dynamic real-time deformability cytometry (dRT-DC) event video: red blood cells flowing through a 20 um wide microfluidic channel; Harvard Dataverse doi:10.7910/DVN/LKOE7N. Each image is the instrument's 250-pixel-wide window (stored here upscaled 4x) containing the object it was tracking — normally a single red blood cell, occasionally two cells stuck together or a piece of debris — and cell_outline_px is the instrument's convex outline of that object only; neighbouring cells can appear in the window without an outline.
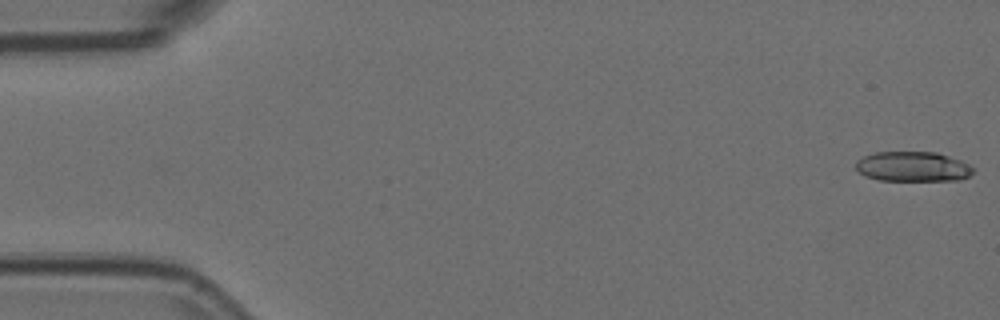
{"species": "Egyptian fruit bat (a non-hibernating species)", "species_latin": "Rousettus aegyptiacus", "temperature_condition": "room temperature", "stored_images_in_passage": 54, "camera_frame_rate_fps": 3000, "um_per_image_px": 0.085, "animal": {"sex": "female"}, "frame": {"image": 1, "passage_image": 1, "time_ms": 0.0, "image_size_px": [1000, 320], "cell_outline_px": [[972, 172], [968, 176], [960, 180], [880, 180], [864, 176], [856, 168], [856, 160], [872, 152], [936, 152], [960, 160], [968, 164], [972, 168]], "centroid_in_image_um": [77.55, 14.15], "position_along_channel_um": 7.5, "area_um2": 20.35}}
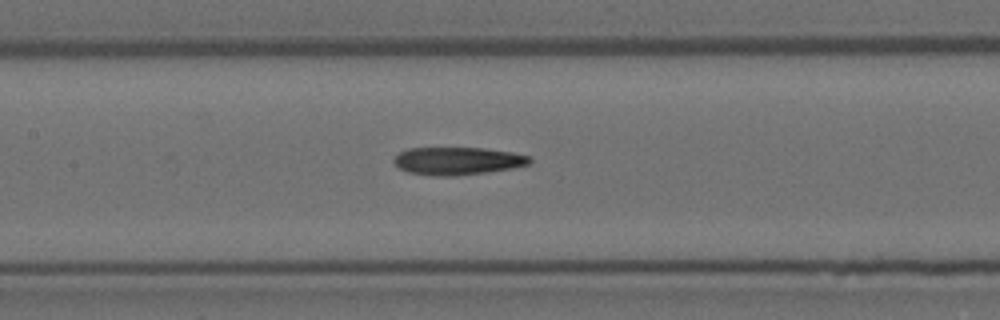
{"frame": {"image": 2, "passage_image": 25, "time_ms": 8.0, "image_size_px": [1000, 320], "cell_outline_px": [[532, 160], [528, 164], [512, 168], [488, 172], [456, 176], [440, 176], [408, 172], [400, 168], [392, 160], [400, 152], [408, 148], [484, 148], [512, 152], [528, 156]], "centroid_in_image_um": [38.89, 13.68], "position_along_channel_um": 168.5, "area_um2": 21.79}}
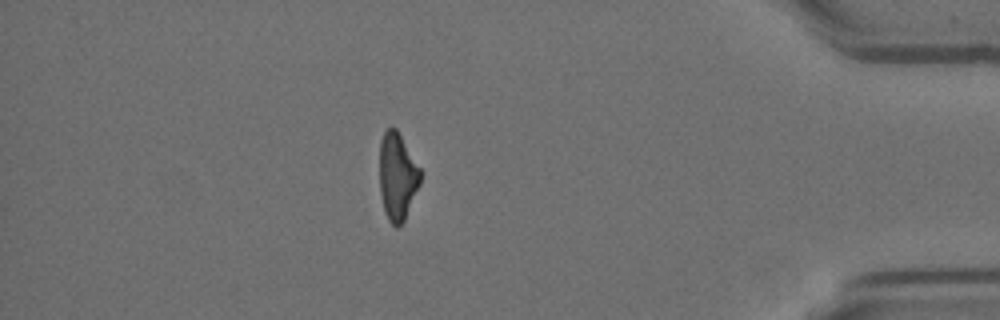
{"frame": {"image": 3, "passage_image": 47, "time_ms": 15.333, "image_size_px": [1000, 320], "cell_outline_px": [[420, 184], [404, 220], [396, 228], [388, 220], [384, 212], [380, 192], [380, 140], [384, 132], [388, 128], [396, 128], [420, 168]], "centroid_in_image_um": [33.76, 15.01], "position_along_channel_um": 401.4, "area_um2": 20.58}, "authors_computed_cell_mechanics": {"area_um2": 21.8773, "velocity_mm_per_s": 3.7733, "shape_relaxation_time_tau1_ms": null, "shape_relaxation_time_tau2_ms": 9.7252, "deformation_change_tau1": null, "deformation_change_tau2": 0.268}}